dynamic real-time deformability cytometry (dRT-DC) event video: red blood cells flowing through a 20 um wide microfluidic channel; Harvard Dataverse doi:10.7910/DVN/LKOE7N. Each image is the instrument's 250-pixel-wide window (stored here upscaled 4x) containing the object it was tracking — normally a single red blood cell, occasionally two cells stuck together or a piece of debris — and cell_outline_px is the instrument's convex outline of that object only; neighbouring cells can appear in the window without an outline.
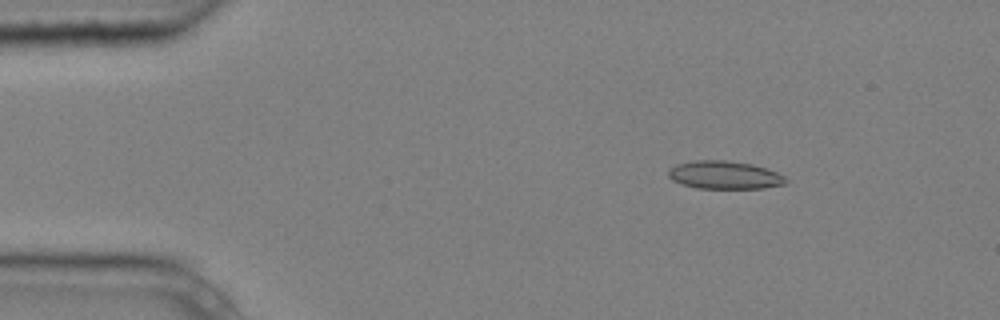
{"species": "common noctule bat (a hibernating species)", "species_latin": "Nyctalus noctula", "temperature_condition": "cold", "stored_images_in_passage": 6, "camera_frame_rate_fps": 3000, "um_per_image_px": 0.085, "animal": {"sex": "male", "body_mass_g": 20.4}, "frame": {"image": 1, "passage_image": 3, "time_ms": 0.667, "image_size_px": [1000, 320], "cell_outline_px": [[788, 180], [784, 184], [764, 188], [696, 188], [672, 180], [668, 176], [668, 168], [676, 164], [696, 160], [724, 160], [752, 164], [776, 172], [784, 176]], "centroid_in_image_um": [61.56, 14.87], "position_along_channel_um": 23.4, "area_um2": 19.07}}
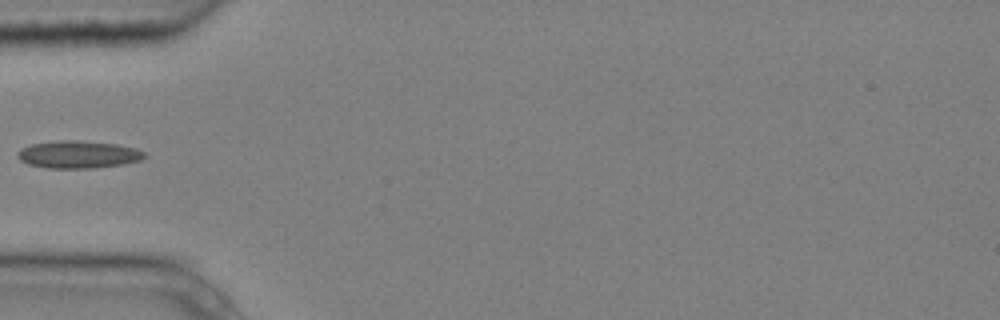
{"frame": {"image": 2, "passage_image": 6, "time_ms": 1.667, "image_size_px": [1000, 320], "cell_outline_px": [[148, 156], [140, 160], [124, 164], [92, 168], [48, 168], [28, 164], [20, 160], [16, 156], [16, 152], [20, 148], [32, 144], [56, 140], [80, 140], [116, 144], [136, 148], [144, 152]], "centroid_in_image_um": [6.63, 13.12], "position_along_channel_um": 78.4, "area_um2": 20.52}}